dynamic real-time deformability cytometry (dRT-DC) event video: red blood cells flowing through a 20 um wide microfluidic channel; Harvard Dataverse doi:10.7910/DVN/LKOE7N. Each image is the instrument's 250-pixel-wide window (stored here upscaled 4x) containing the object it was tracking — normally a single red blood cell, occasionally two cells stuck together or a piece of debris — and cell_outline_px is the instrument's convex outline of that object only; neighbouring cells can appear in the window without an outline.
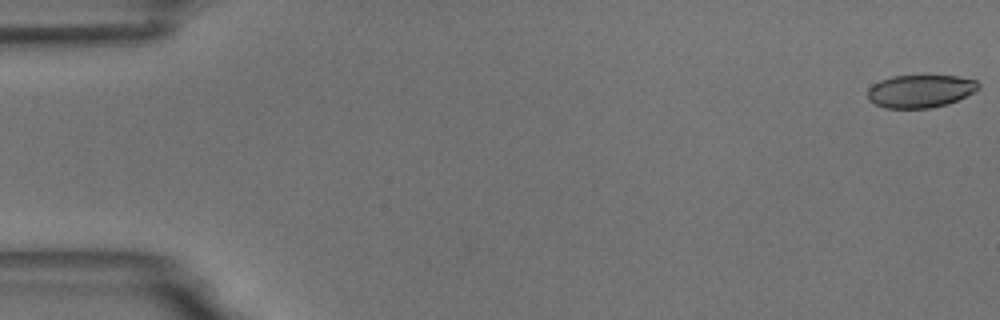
{"species": "common noctule bat (a hibernating species)", "species_latin": "Nyctalus noctula", "temperature_condition": "room temperature", "stored_images_in_passage": 11, "camera_frame_rate_fps": 3000, "um_per_image_px": 0.085, "animal": {"sex": "male", "body_mass_g": 18.8}, "frame": {"image": 1, "passage_image": 1, "time_ms": 0.0, "image_size_px": [1000, 320], "cell_outline_px": [[980, 88], [948, 104], [928, 108], [884, 108], [868, 100], [868, 88], [872, 84], [880, 80], [892, 76], [956, 76], [976, 80], [980, 84]], "centroid_in_image_um": [78.2, 7.74], "position_along_channel_um": 6.8, "area_um2": 21.1}}